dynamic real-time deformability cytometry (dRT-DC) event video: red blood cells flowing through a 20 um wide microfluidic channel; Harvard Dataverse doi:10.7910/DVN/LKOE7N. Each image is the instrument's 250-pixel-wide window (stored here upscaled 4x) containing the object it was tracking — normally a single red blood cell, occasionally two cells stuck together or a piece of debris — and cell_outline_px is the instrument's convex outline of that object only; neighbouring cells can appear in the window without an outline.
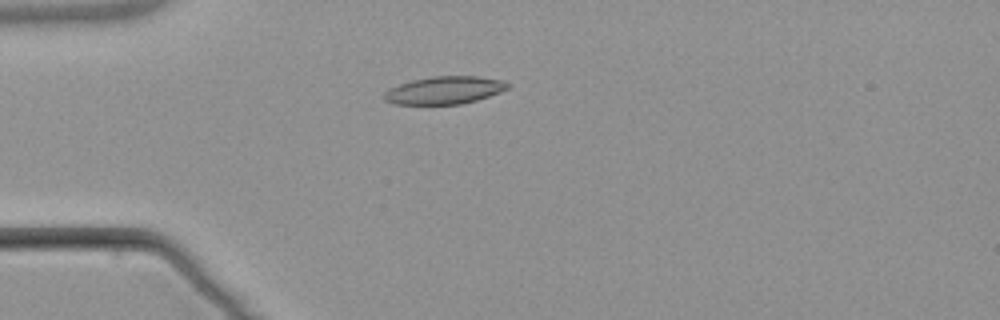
{"species": "common noctule bat (a hibernating species)", "species_latin": "Nyctalus noctula", "temperature_condition": "warm", "stored_images_in_passage": 5, "camera_frame_rate_fps": 3000, "um_per_image_px": 0.085, "animal": {"sex": "male", "body_mass_g": 21.5, "forearm_length_mm": 52.0}, "frame": {"image": 1, "passage_image": 5, "time_ms": 4.667, "image_size_px": [1000, 320], "cell_outline_px": [[508, 88], [500, 92], [476, 100], [460, 104], [392, 104], [384, 100], [384, 92], [388, 88], [412, 80], [432, 76], [476, 76], [500, 80], [508, 84]], "centroid_in_image_um": [37.72, 7.67], "position_along_channel_um": 47.3, "area_um2": 19.77}}